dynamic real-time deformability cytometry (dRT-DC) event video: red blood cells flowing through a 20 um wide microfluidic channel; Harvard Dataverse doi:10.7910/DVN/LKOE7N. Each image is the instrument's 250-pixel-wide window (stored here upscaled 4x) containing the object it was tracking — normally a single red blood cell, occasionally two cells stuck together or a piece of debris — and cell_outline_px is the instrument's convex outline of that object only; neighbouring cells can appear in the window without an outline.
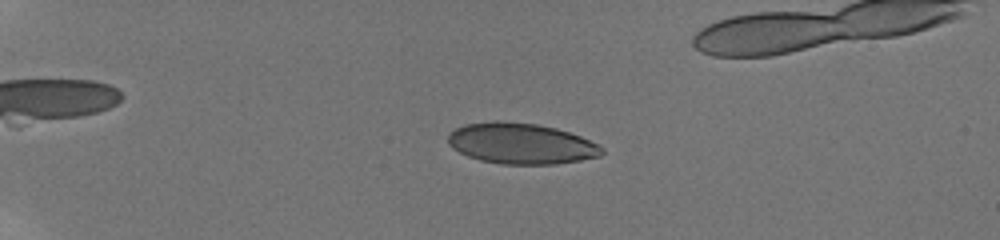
{"species": "human", "species_latin": "Homo sapiens", "temperature_condition": "room temperature", "stored_images_in_passage": 57, "camera_frame_rate_fps": 3000, "um_per_image_px": 0.085, "donor": {"sex": "male"}, "frame": {"image": 1, "passage_image": 16, "time_ms": 5.0, "image_size_px": [1000, 240], "cell_outline_px": [[604, 152], [600, 156], [580, 160], [556, 164], [500, 164], [480, 160], [468, 156], [452, 148], [448, 144], [448, 132], [464, 124], [492, 120], [496, 120], [536, 124], [556, 128], [580, 136], [600, 144], [604, 148]], "centroid_in_image_um": [44.28, 12.19], "position_along_channel_um": 40.7, "area_um2": 36.88}}
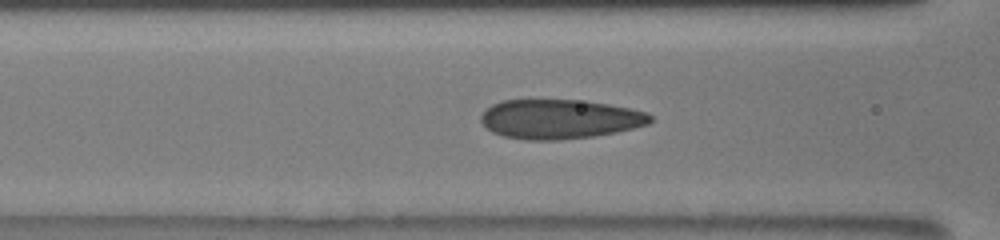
{"frame": {"image": 2, "passage_image": 28, "time_ms": 9.0, "image_size_px": [1000, 240], "cell_outline_px": [[652, 120], [648, 124], [616, 132], [592, 136], [560, 140], [528, 140], [504, 136], [492, 132], [480, 120], [480, 116], [492, 104], [500, 100], [576, 100], [608, 104], [648, 112], [652, 116]], "centroid_in_image_um": [47.56, 10.12], "position_along_channel_um": 119.0, "area_um2": 38.67}}
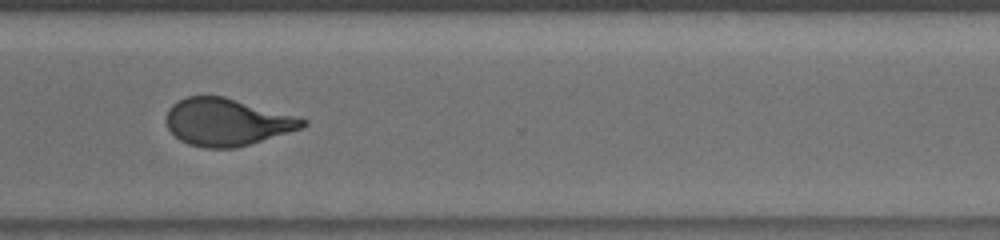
{"frame": {"image": 3, "passage_image": 46, "time_ms": 15.0, "image_size_px": [1000, 240], "cell_outline_px": [[308, 124], [304, 128], [236, 148], [204, 148], [188, 144], [180, 140], [168, 128], [168, 108], [172, 104], [188, 96], [224, 96], [300, 116], [308, 120]], "centroid_in_image_um": [19.36, 10.37], "position_along_channel_um": 351.2, "area_um2": 37.74}}